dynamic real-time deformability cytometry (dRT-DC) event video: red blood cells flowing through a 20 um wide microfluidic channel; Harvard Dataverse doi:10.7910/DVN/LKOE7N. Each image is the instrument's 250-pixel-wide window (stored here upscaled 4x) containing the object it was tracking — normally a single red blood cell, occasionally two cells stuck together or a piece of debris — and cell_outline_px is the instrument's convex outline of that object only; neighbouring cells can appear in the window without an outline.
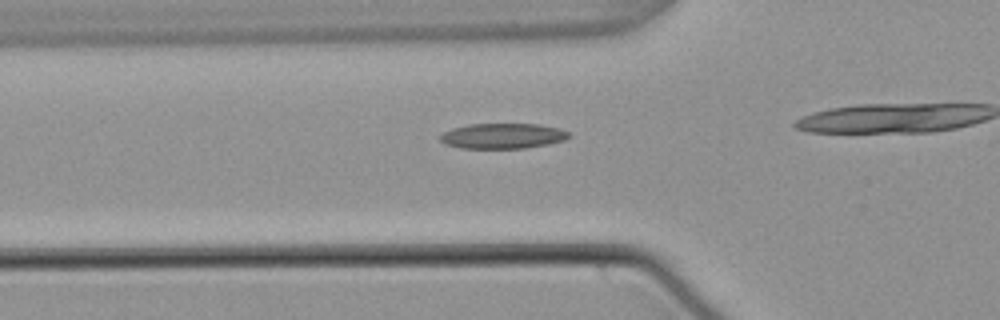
{"species": "common noctule bat (a hibernating species)", "species_latin": "Nyctalus noctula", "temperature_condition": "warm", "stored_images_in_passage": 39, "camera_frame_rate_fps": 3000, "um_per_image_px": 0.085, "animal": {"sex": "male", "body_mass_g": 21.5, "forearm_length_mm": 52.0}, "frame": {"image": 1, "passage_image": 15, "time_ms": 4.667, "image_size_px": [1000, 320], "cell_outline_px": [[572, 136], [564, 140], [548, 144], [524, 148], [460, 148], [444, 144], [440, 140], [440, 136], [444, 132], [452, 128], [468, 124], [540, 124], [560, 128], [568, 132]], "centroid_in_image_um": [42.74, 11.55], "position_along_channel_um": 83.1, "area_um2": 19.07}}
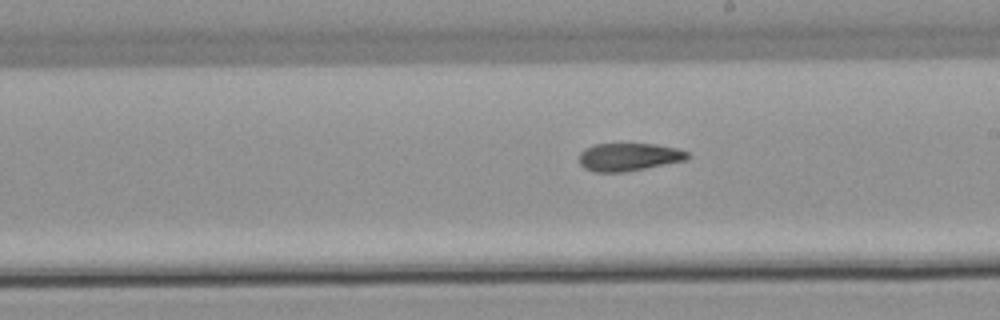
{"frame": {"image": 2, "passage_image": 27, "time_ms": 8.667, "image_size_px": [1000, 320], "cell_outline_px": [[692, 156], [688, 160], [624, 172], [596, 172], [584, 168], [580, 164], [580, 152], [584, 148], [596, 144], [656, 144], [680, 148], [688, 152]], "centroid_in_image_um": [53.5, 13.34], "position_along_channel_um": 235.5, "area_um2": 17.8}}
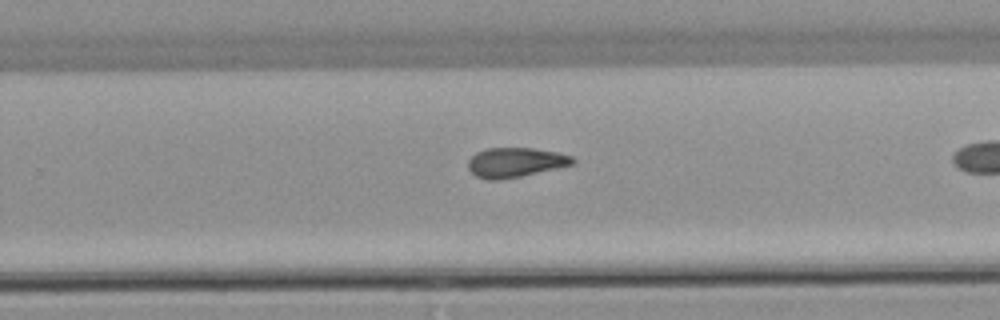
{"frame": {"image": 3, "passage_image": 31, "time_ms": 10.0, "image_size_px": [1000, 320], "cell_outline_px": [[576, 160], [572, 164], [520, 176], [500, 180], [488, 180], [476, 176], [468, 168], [468, 160], [476, 152], [488, 148], [532, 148], [556, 152], [572, 156]], "centroid_in_image_um": [43.77, 13.8], "position_along_channel_um": 286.0, "area_um2": 17.8}}